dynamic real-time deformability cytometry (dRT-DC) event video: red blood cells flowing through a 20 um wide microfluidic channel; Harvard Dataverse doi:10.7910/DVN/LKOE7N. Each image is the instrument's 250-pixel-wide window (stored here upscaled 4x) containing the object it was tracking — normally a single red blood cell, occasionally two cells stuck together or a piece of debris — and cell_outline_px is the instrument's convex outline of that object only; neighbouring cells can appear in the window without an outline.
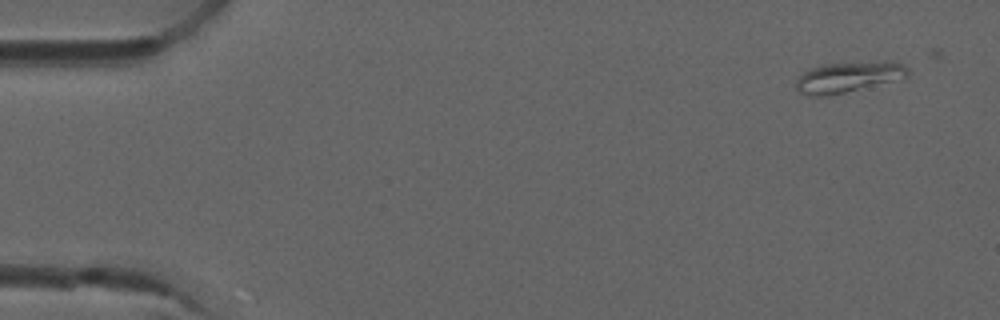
{"species": "common noctule bat (a hibernating species)", "species_latin": "Nyctalus noctula", "temperature_condition": "room temperature", "stored_images_in_passage": 6, "camera_frame_rate_fps": 3000, "um_per_image_px": 0.085, "animal": {"sex": "male", "forearm_length_mm": 52.5}, "frame": {"image": 1, "passage_image": 6, "time_ms": 1.667, "image_size_px": [1000, 320], "cell_outline_px": [[908, 76], [828, 96], [812, 96], [800, 92], [796, 88], [796, 80], [804, 72], [812, 68], [824, 64], [904, 64], [908, 68]], "centroid_in_image_um": [71.97, 6.6], "position_along_channel_um": 13.0, "area_um2": 18.5}}